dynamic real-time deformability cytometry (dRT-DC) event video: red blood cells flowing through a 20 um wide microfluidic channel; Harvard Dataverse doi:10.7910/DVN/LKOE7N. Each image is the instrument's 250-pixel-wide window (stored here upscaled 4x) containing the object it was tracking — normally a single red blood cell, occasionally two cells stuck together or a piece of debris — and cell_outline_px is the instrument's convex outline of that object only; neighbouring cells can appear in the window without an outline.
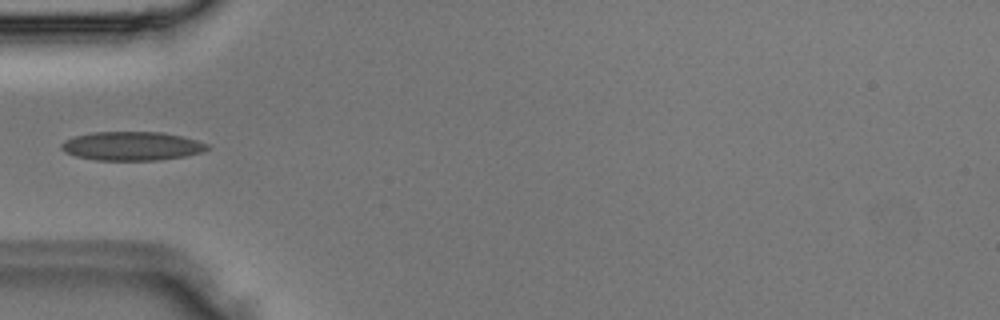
{"species": "Egyptian fruit bat (a non-hibernating species)", "species_latin": "Rousettus aegyptiacus", "temperature_condition": "room temperature", "stored_images_in_passage": 3, "camera_frame_rate_fps": 3000, "um_per_image_px": 0.085, "animal": {"sex": "male"}, "frame": {"image": 1, "passage_image": 3, "time_ms": 0.667, "image_size_px": [1000, 320], "cell_outline_px": [[212, 148], [204, 152], [184, 156], [156, 160], [96, 160], [76, 156], [60, 148], [60, 144], [64, 140], [76, 136], [92, 132], [160, 132], [180, 136], [196, 140], [208, 144]], "centroid_in_image_um": [11.23, 12.41], "position_along_channel_um": 73.8, "area_um2": 24.39}}